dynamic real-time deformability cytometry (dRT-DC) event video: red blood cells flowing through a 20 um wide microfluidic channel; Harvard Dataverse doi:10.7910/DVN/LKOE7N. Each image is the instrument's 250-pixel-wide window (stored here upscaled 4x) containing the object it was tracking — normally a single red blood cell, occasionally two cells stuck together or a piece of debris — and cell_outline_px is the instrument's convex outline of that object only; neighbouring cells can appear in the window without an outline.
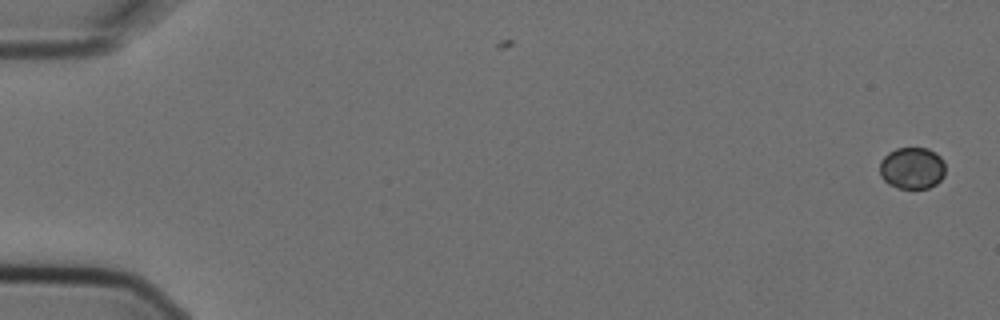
{"species": "Egyptian fruit bat (a non-hibernating species)", "species_latin": "Rousettus aegyptiacus", "temperature_condition": "cold", "stored_images_in_passage": 8, "camera_frame_rate_fps": 3000, "um_per_image_px": 0.085, "animal": {"sex": "female"}, "frame": {"image": 1, "passage_image": 1, "time_ms": 0.0, "image_size_px": [1000, 320], "cell_outline_px": [[944, 176], [936, 184], [928, 188], [896, 188], [888, 184], [880, 176], [880, 160], [888, 152], [896, 148], [928, 148], [936, 152], [940, 156], [944, 164]], "centroid_in_image_um": [77.51, 14.28], "position_along_channel_um": 7.5, "area_um2": 16.13}}
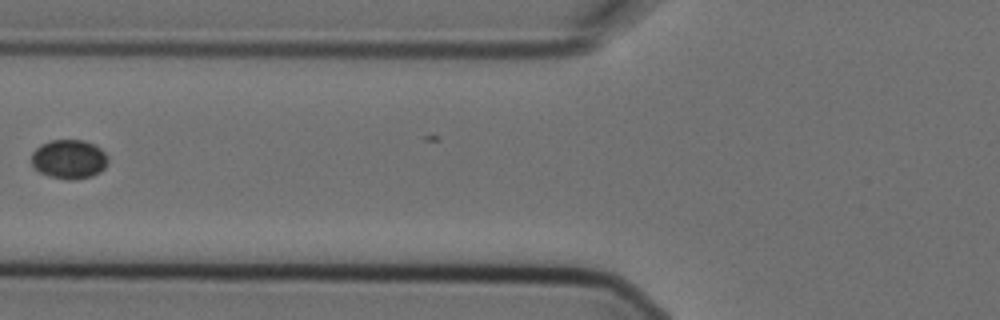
{"frame": {"image": 2, "passage_image": 6, "time_ms": 1.667, "image_size_px": [1000, 320], "cell_outline_px": [[108, 164], [100, 172], [92, 176], [72, 180], [64, 180], [40, 172], [32, 168], [32, 152], [40, 144], [52, 140], [84, 140], [100, 148], [108, 156]], "centroid_in_image_um": [5.87, 13.54], "position_along_channel_um": 119.9, "area_um2": 17.57}}
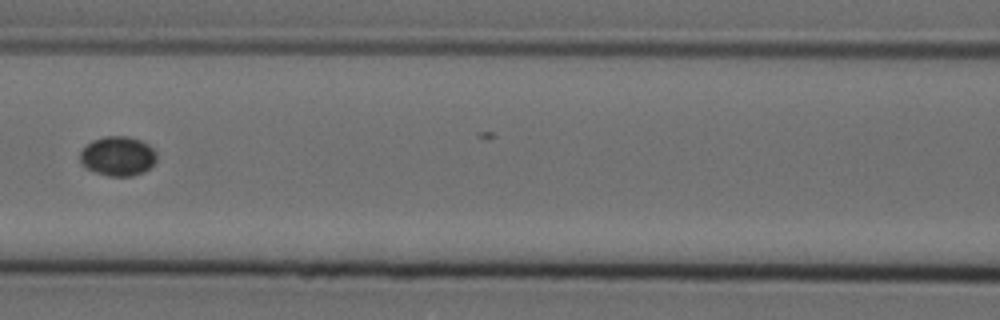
{"frame": {"image": 3, "passage_image": 7, "time_ms": 2.0, "image_size_px": [1000, 320], "cell_outline_px": [[156, 160], [144, 172], [132, 176], [108, 176], [96, 172], [80, 164], [80, 152], [92, 140], [104, 136], [128, 136], [140, 140], [148, 144], [156, 152]], "centroid_in_image_um": [10.01, 13.26], "position_along_channel_um": 156.6, "area_um2": 17.57}}